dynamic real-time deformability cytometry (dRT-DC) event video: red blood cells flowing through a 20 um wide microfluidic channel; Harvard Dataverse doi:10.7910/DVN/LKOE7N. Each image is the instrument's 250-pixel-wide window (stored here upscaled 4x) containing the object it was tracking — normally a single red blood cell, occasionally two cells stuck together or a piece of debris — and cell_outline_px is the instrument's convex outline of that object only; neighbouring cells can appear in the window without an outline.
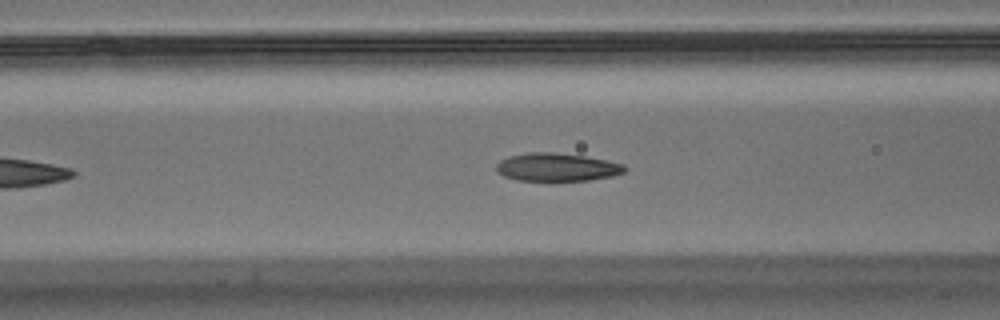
{"species": "Egyptian fruit bat (a non-hibernating species)", "species_latin": "Rousettus aegyptiacus", "temperature_condition": "warm", "stored_images_in_passage": 29, "camera_frame_rate_fps": 3000, "um_per_image_px": 0.085, "animal": {"sex": "male"}, "frame": {"image": 1, "passage_image": 13, "time_ms": 4.0, "image_size_px": [1000, 320], "cell_outline_px": [[628, 168], [624, 172], [612, 176], [588, 180], [552, 184], [516, 180], [504, 176], [496, 172], [496, 164], [500, 160], [508, 156], [528, 152], [556, 152], [584, 156], [608, 160], [624, 164]], "centroid_in_image_um": [47.31, 14.25], "position_along_channel_um": 119.3, "area_um2": 22.14}}